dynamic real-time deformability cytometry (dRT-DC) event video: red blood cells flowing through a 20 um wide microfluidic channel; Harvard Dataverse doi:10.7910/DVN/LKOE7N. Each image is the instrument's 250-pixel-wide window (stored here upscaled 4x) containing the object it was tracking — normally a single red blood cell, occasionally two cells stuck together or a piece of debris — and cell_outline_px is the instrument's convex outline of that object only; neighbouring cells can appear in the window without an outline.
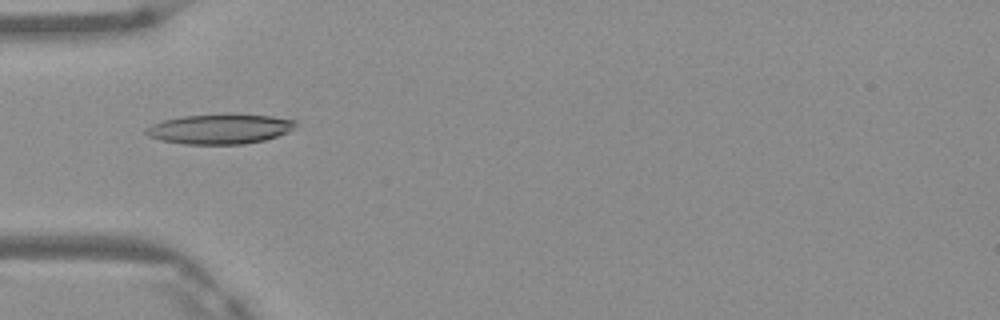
{"species": "Egyptian fruit bat (a non-hibernating species)", "species_latin": "Rousettus aegyptiacus", "temperature_condition": "warm", "stored_images_in_passage": 6, "camera_frame_rate_fps": 3000, "um_per_image_px": 0.085, "frame": {"image": 1, "passage_image": 5, "time_ms": 1.333, "image_size_px": [1000, 320], "cell_outline_px": [[296, 124], [288, 132], [264, 140], [244, 144], [184, 144], [160, 140], [148, 136], [144, 132], [144, 128], [152, 124], [164, 120], [184, 116], [272, 116], [296, 120]], "centroid_in_image_um": [18.64, 11.0], "position_along_channel_um": 66.4, "area_um2": 25.26}}
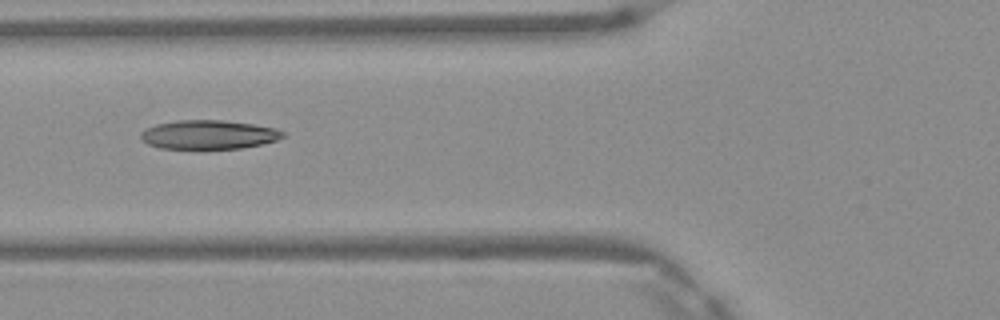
{"frame": {"image": 2, "passage_image": 6, "time_ms": 1.667, "image_size_px": [1000, 320], "cell_outline_px": [[284, 136], [276, 140], [264, 144], [240, 148], [160, 148], [148, 144], [140, 136], [140, 132], [144, 128], [156, 124], [176, 120], [224, 120], [252, 124], [276, 128], [284, 132]], "centroid_in_image_um": [17.72, 11.43], "position_along_channel_um": 108.1, "area_um2": 23.93}}